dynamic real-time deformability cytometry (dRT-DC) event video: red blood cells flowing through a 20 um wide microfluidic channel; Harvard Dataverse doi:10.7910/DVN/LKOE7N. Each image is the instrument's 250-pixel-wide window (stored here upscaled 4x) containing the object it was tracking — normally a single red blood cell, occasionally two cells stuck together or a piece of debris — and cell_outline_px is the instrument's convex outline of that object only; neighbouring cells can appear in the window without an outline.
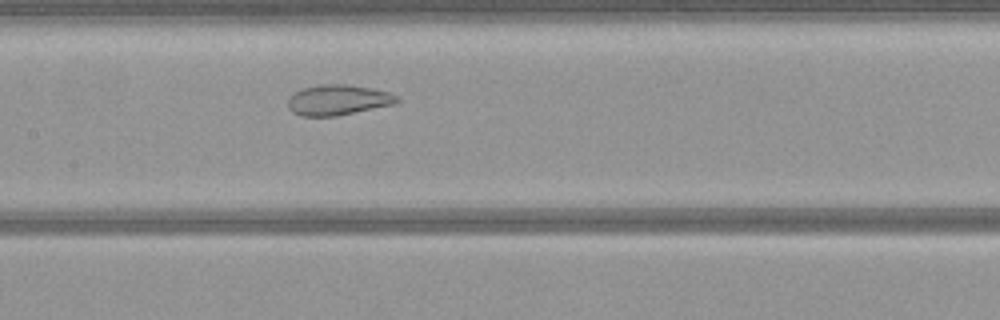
{"species": "common noctule bat (a hibernating species)", "species_latin": "Nyctalus noctula", "temperature_condition": "warm", "stored_images_in_passage": 45, "camera_frame_rate_fps": 3000, "um_per_image_px": 0.085, "animal": {"sex": "female", "body_mass_g": 21.9}, "frame": {"image": 1, "passage_image": 18, "time_ms": 5.667, "image_size_px": [1000, 320], "cell_outline_px": [[400, 100], [396, 104], [336, 116], [300, 116], [292, 112], [288, 108], [288, 96], [300, 88], [324, 84], [348, 84], [372, 88], [388, 92], [396, 96]], "centroid_in_image_um": [28.7, 8.49], "position_along_channel_um": 178.7, "area_um2": 19.54}}
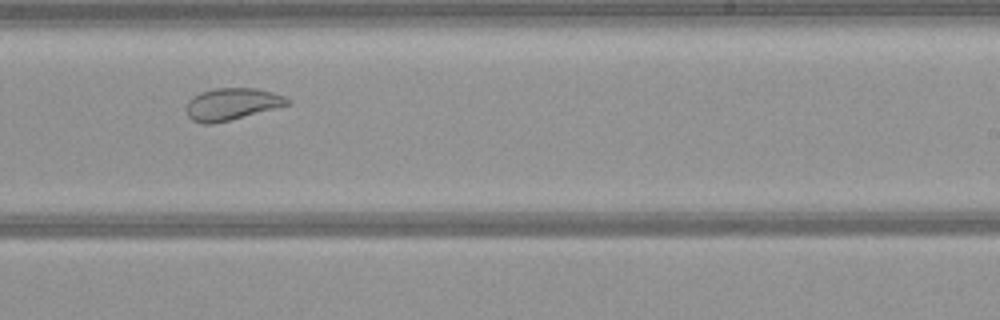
{"frame": {"image": 2, "passage_image": 25, "time_ms": 8.0, "image_size_px": [1000, 320], "cell_outline_px": [[292, 100], [288, 104], [228, 120], [212, 124], [204, 124], [192, 120], [188, 116], [184, 108], [188, 100], [192, 96], [200, 92], [216, 88], [256, 88], [272, 92], [284, 96]], "centroid_in_image_um": [19.63, 8.83], "position_along_channel_um": 269.4, "area_um2": 18.67}}
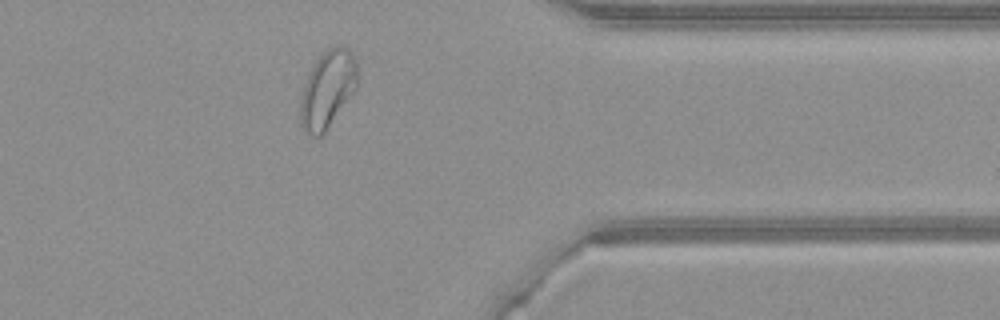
{"frame": {"image": 3, "passage_image": 35, "time_ms": 11.333, "image_size_px": [1000, 320], "cell_outline_px": [[356, 88], [328, 128], [320, 136], [312, 136], [304, 132], [300, 124], [300, 100], [304, 84], [312, 64], [328, 48], [336, 44], [344, 44], [352, 52], [356, 64]], "centroid_in_image_um": [27.82, 7.57], "position_along_channel_um": 383.6, "area_um2": 25.72}}